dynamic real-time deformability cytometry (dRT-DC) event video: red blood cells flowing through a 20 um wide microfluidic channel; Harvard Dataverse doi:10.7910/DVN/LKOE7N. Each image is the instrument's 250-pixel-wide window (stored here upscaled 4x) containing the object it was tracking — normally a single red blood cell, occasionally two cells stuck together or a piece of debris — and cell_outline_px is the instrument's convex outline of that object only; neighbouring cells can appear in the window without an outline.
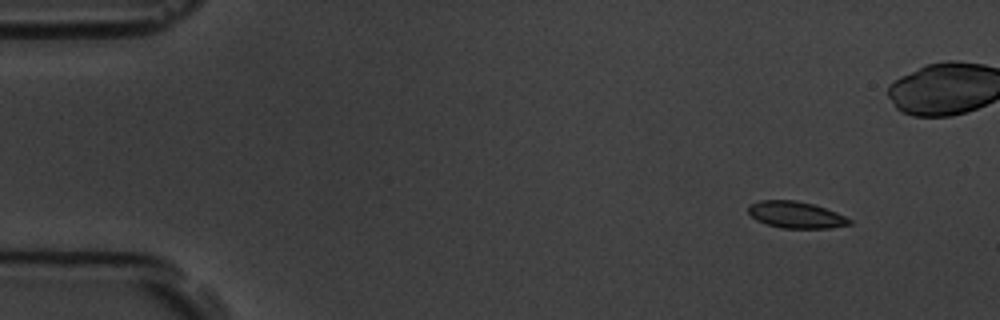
{"species": "common noctule bat (a hibernating species)", "species_latin": "Nyctalus noctula", "temperature_condition": "room temperature", "stored_images_in_passage": 5, "camera_frame_rate_fps": 3000, "um_per_image_px": 0.085, "animal": {"sex": "male", "body_mass_g": 19.5, "forearm_length_mm": 54.6}, "frame": {"image": 1, "passage_image": 1, "time_ms": 0.0, "image_size_px": [1000, 320], "cell_outline_px": [[852, 224], [832, 228], [780, 228], [756, 220], [748, 212], [748, 208], [752, 204], [760, 200], [796, 200], [812, 204], [836, 212], [852, 220]], "centroid_in_image_um": [67.67, 18.26], "position_along_channel_um": 17.3, "area_um2": 15.61}}